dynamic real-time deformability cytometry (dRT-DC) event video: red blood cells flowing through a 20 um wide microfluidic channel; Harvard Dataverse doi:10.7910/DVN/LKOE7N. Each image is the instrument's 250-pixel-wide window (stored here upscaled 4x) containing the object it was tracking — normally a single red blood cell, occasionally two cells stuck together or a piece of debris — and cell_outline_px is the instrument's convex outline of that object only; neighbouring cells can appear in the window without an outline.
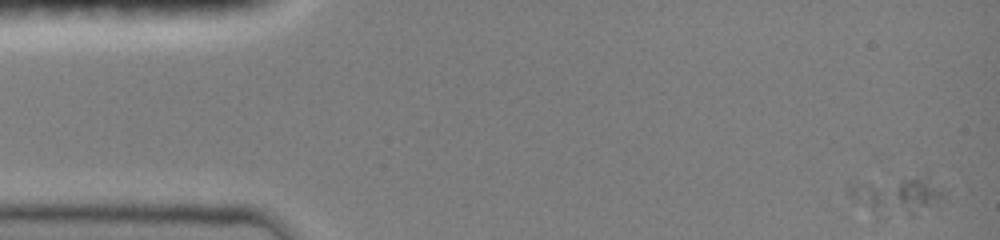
{"species": "common noctule bat (a hibernating species)", "species_latin": "Nyctalus noctula", "temperature_condition": "room temperature", "stored_images_in_passage": 2, "camera_frame_rate_fps": 3000, "um_per_image_px": 0.085, "animal": {"sex": "female", "body_mass_g": 19.0, "forearm_length_mm": 51.5}, "frame": {"image": 1, "passage_image": 2, "time_ms": 0.333, "image_size_px": [1000, 240], "cell_outline_px": [[944, 196], [936, 204], [912, 212], [880, 216], [876, 216], [848, 196], [844, 192], [848, 184], [928, 172], [944, 192]], "centroid_in_image_um": [76.2, 16.5], "position_along_channel_um": 8.8, "area_um2": 21.27}}